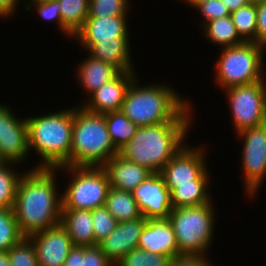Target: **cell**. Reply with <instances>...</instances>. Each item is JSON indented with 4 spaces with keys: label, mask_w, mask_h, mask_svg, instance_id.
I'll use <instances>...</instances> for the list:
<instances>
[{
    "label": "cell",
    "mask_w": 266,
    "mask_h": 266,
    "mask_svg": "<svg viewBox=\"0 0 266 266\" xmlns=\"http://www.w3.org/2000/svg\"><path fill=\"white\" fill-rule=\"evenodd\" d=\"M56 174L57 169L32 167L19 180L13 210L25 237L61 222L62 193L58 194Z\"/></svg>",
    "instance_id": "cell-1"
},
{
    "label": "cell",
    "mask_w": 266,
    "mask_h": 266,
    "mask_svg": "<svg viewBox=\"0 0 266 266\" xmlns=\"http://www.w3.org/2000/svg\"><path fill=\"white\" fill-rule=\"evenodd\" d=\"M138 79L136 76L129 85L121 109L134 124L143 127L167 122H192L191 101L181 97L173 86L166 83L142 86Z\"/></svg>",
    "instance_id": "cell-2"
},
{
    "label": "cell",
    "mask_w": 266,
    "mask_h": 266,
    "mask_svg": "<svg viewBox=\"0 0 266 266\" xmlns=\"http://www.w3.org/2000/svg\"><path fill=\"white\" fill-rule=\"evenodd\" d=\"M192 124L167 122L139 127L118 154L152 173H159L184 145Z\"/></svg>",
    "instance_id": "cell-3"
},
{
    "label": "cell",
    "mask_w": 266,
    "mask_h": 266,
    "mask_svg": "<svg viewBox=\"0 0 266 266\" xmlns=\"http://www.w3.org/2000/svg\"><path fill=\"white\" fill-rule=\"evenodd\" d=\"M29 151L41 158L35 168L70 166L73 108L26 118Z\"/></svg>",
    "instance_id": "cell-4"
},
{
    "label": "cell",
    "mask_w": 266,
    "mask_h": 266,
    "mask_svg": "<svg viewBox=\"0 0 266 266\" xmlns=\"http://www.w3.org/2000/svg\"><path fill=\"white\" fill-rule=\"evenodd\" d=\"M108 133L104 114L73 107L70 166H103L118 154Z\"/></svg>",
    "instance_id": "cell-5"
},
{
    "label": "cell",
    "mask_w": 266,
    "mask_h": 266,
    "mask_svg": "<svg viewBox=\"0 0 266 266\" xmlns=\"http://www.w3.org/2000/svg\"><path fill=\"white\" fill-rule=\"evenodd\" d=\"M214 208V209H213ZM213 203L173 208L167 218L173 228L180 255H206L215 232Z\"/></svg>",
    "instance_id": "cell-6"
},
{
    "label": "cell",
    "mask_w": 266,
    "mask_h": 266,
    "mask_svg": "<svg viewBox=\"0 0 266 266\" xmlns=\"http://www.w3.org/2000/svg\"><path fill=\"white\" fill-rule=\"evenodd\" d=\"M266 48L255 42L220 49L214 83L220 89L252 84L263 79Z\"/></svg>",
    "instance_id": "cell-7"
},
{
    "label": "cell",
    "mask_w": 266,
    "mask_h": 266,
    "mask_svg": "<svg viewBox=\"0 0 266 266\" xmlns=\"http://www.w3.org/2000/svg\"><path fill=\"white\" fill-rule=\"evenodd\" d=\"M56 169L68 172L72 177L62 193V209L94 210L105 205L110 184L102 166H62Z\"/></svg>",
    "instance_id": "cell-8"
},
{
    "label": "cell",
    "mask_w": 266,
    "mask_h": 266,
    "mask_svg": "<svg viewBox=\"0 0 266 266\" xmlns=\"http://www.w3.org/2000/svg\"><path fill=\"white\" fill-rule=\"evenodd\" d=\"M223 91L228 100L232 123L237 134L266 122L262 80L252 84L230 87Z\"/></svg>",
    "instance_id": "cell-9"
},
{
    "label": "cell",
    "mask_w": 266,
    "mask_h": 266,
    "mask_svg": "<svg viewBox=\"0 0 266 266\" xmlns=\"http://www.w3.org/2000/svg\"><path fill=\"white\" fill-rule=\"evenodd\" d=\"M236 135L244 142L240 161L244 174V192L248 198H252L259 192L266 178V122Z\"/></svg>",
    "instance_id": "cell-10"
},
{
    "label": "cell",
    "mask_w": 266,
    "mask_h": 266,
    "mask_svg": "<svg viewBox=\"0 0 266 266\" xmlns=\"http://www.w3.org/2000/svg\"><path fill=\"white\" fill-rule=\"evenodd\" d=\"M11 109V110H10ZM7 104H0V157L6 163L22 165L28 154L26 118H18ZM17 117V118H16ZM20 163V164H19Z\"/></svg>",
    "instance_id": "cell-11"
},
{
    "label": "cell",
    "mask_w": 266,
    "mask_h": 266,
    "mask_svg": "<svg viewBox=\"0 0 266 266\" xmlns=\"http://www.w3.org/2000/svg\"><path fill=\"white\" fill-rule=\"evenodd\" d=\"M186 143L159 172L170 192L178 185L193 184L207 169L206 151Z\"/></svg>",
    "instance_id": "cell-12"
},
{
    "label": "cell",
    "mask_w": 266,
    "mask_h": 266,
    "mask_svg": "<svg viewBox=\"0 0 266 266\" xmlns=\"http://www.w3.org/2000/svg\"><path fill=\"white\" fill-rule=\"evenodd\" d=\"M142 216L146 219H167L172 211L170 190L160 173L150 174L132 192Z\"/></svg>",
    "instance_id": "cell-13"
},
{
    "label": "cell",
    "mask_w": 266,
    "mask_h": 266,
    "mask_svg": "<svg viewBox=\"0 0 266 266\" xmlns=\"http://www.w3.org/2000/svg\"><path fill=\"white\" fill-rule=\"evenodd\" d=\"M28 238L34 244L39 266H63L73 247L67 230L61 224L34 233Z\"/></svg>",
    "instance_id": "cell-14"
},
{
    "label": "cell",
    "mask_w": 266,
    "mask_h": 266,
    "mask_svg": "<svg viewBox=\"0 0 266 266\" xmlns=\"http://www.w3.org/2000/svg\"><path fill=\"white\" fill-rule=\"evenodd\" d=\"M135 71L119 72L112 80L103 84L98 90L78 104L87 111L104 114L122 109L126 91L131 82L136 78Z\"/></svg>",
    "instance_id": "cell-15"
},
{
    "label": "cell",
    "mask_w": 266,
    "mask_h": 266,
    "mask_svg": "<svg viewBox=\"0 0 266 266\" xmlns=\"http://www.w3.org/2000/svg\"><path fill=\"white\" fill-rule=\"evenodd\" d=\"M128 16L87 17L82 28L74 35L82 49L87 50L97 41H115L129 37Z\"/></svg>",
    "instance_id": "cell-16"
},
{
    "label": "cell",
    "mask_w": 266,
    "mask_h": 266,
    "mask_svg": "<svg viewBox=\"0 0 266 266\" xmlns=\"http://www.w3.org/2000/svg\"><path fill=\"white\" fill-rule=\"evenodd\" d=\"M148 219L144 216L117 224L115 229L98 246L115 265L127 253L136 249L143 228Z\"/></svg>",
    "instance_id": "cell-17"
},
{
    "label": "cell",
    "mask_w": 266,
    "mask_h": 266,
    "mask_svg": "<svg viewBox=\"0 0 266 266\" xmlns=\"http://www.w3.org/2000/svg\"><path fill=\"white\" fill-rule=\"evenodd\" d=\"M137 248L166 255L172 260L180 256L176 236L168 219H148Z\"/></svg>",
    "instance_id": "cell-18"
},
{
    "label": "cell",
    "mask_w": 266,
    "mask_h": 266,
    "mask_svg": "<svg viewBox=\"0 0 266 266\" xmlns=\"http://www.w3.org/2000/svg\"><path fill=\"white\" fill-rule=\"evenodd\" d=\"M102 167L111 187L130 192L152 174L147 168L125 160L119 154L110 158Z\"/></svg>",
    "instance_id": "cell-19"
},
{
    "label": "cell",
    "mask_w": 266,
    "mask_h": 266,
    "mask_svg": "<svg viewBox=\"0 0 266 266\" xmlns=\"http://www.w3.org/2000/svg\"><path fill=\"white\" fill-rule=\"evenodd\" d=\"M130 38L119 37L115 41H97L86 51L87 55L115 66L120 72L135 71L131 61Z\"/></svg>",
    "instance_id": "cell-20"
},
{
    "label": "cell",
    "mask_w": 266,
    "mask_h": 266,
    "mask_svg": "<svg viewBox=\"0 0 266 266\" xmlns=\"http://www.w3.org/2000/svg\"><path fill=\"white\" fill-rule=\"evenodd\" d=\"M77 82L89 94L98 90L103 84L112 80L120 71L110 63L88 56L76 67Z\"/></svg>",
    "instance_id": "cell-21"
},
{
    "label": "cell",
    "mask_w": 266,
    "mask_h": 266,
    "mask_svg": "<svg viewBox=\"0 0 266 266\" xmlns=\"http://www.w3.org/2000/svg\"><path fill=\"white\" fill-rule=\"evenodd\" d=\"M60 224L67 230L73 246H96L92 210L62 209Z\"/></svg>",
    "instance_id": "cell-22"
},
{
    "label": "cell",
    "mask_w": 266,
    "mask_h": 266,
    "mask_svg": "<svg viewBox=\"0 0 266 266\" xmlns=\"http://www.w3.org/2000/svg\"><path fill=\"white\" fill-rule=\"evenodd\" d=\"M210 171L206 170L193 184L178 185L171 192L173 208L191 207L211 203Z\"/></svg>",
    "instance_id": "cell-23"
},
{
    "label": "cell",
    "mask_w": 266,
    "mask_h": 266,
    "mask_svg": "<svg viewBox=\"0 0 266 266\" xmlns=\"http://www.w3.org/2000/svg\"><path fill=\"white\" fill-rule=\"evenodd\" d=\"M104 206L118 223L142 217L137 201L130 191L110 186Z\"/></svg>",
    "instance_id": "cell-24"
},
{
    "label": "cell",
    "mask_w": 266,
    "mask_h": 266,
    "mask_svg": "<svg viewBox=\"0 0 266 266\" xmlns=\"http://www.w3.org/2000/svg\"><path fill=\"white\" fill-rule=\"evenodd\" d=\"M202 27L204 37L209 40L208 42L211 41L221 48L236 46L245 42L238 34L230 15L224 18L210 20Z\"/></svg>",
    "instance_id": "cell-25"
},
{
    "label": "cell",
    "mask_w": 266,
    "mask_h": 266,
    "mask_svg": "<svg viewBox=\"0 0 266 266\" xmlns=\"http://www.w3.org/2000/svg\"><path fill=\"white\" fill-rule=\"evenodd\" d=\"M61 5L62 33L73 38L89 15V0H58Z\"/></svg>",
    "instance_id": "cell-26"
},
{
    "label": "cell",
    "mask_w": 266,
    "mask_h": 266,
    "mask_svg": "<svg viewBox=\"0 0 266 266\" xmlns=\"http://www.w3.org/2000/svg\"><path fill=\"white\" fill-rule=\"evenodd\" d=\"M108 133L119 151L135 135L139 128L121 110L104 113Z\"/></svg>",
    "instance_id": "cell-27"
},
{
    "label": "cell",
    "mask_w": 266,
    "mask_h": 266,
    "mask_svg": "<svg viewBox=\"0 0 266 266\" xmlns=\"http://www.w3.org/2000/svg\"><path fill=\"white\" fill-rule=\"evenodd\" d=\"M240 37L245 42L256 43L257 11L256 4L249 2L230 14Z\"/></svg>",
    "instance_id": "cell-28"
},
{
    "label": "cell",
    "mask_w": 266,
    "mask_h": 266,
    "mask_svg": "<svg viewBox=\"0 0 266 266\" xmlns=\"http://www.w3.org/2000/svg\"><path fill=\"white\" fill-rule=\"evenodd\" d=\"M15 163H5L0 167V208H13L16 190L24 172H18ZM16 170V171H15Z\"/></svg>",
    "instance_id": "cell-29"
},
{
    "label": "cell",
    "mask_w": 266,
    "mask_h": 266,
    "mask_svg": "<svg viewBox=\"0 0 266 266\" xmlns=\"http://www.w3.org/2000/svg\"><path fill=\"white\" fill-rule=\"evenodd\" d=\"M25 236L20 231L13 208H0V252H7Z\"/></svg>",
    "instance_id": "cell-30"
},
{
    "label": "cell",
    "mask_w": 266,
    "mask_h": 266,
    "mask_svg": "<svg viewBox=\"0 0 266 266\" xmlns=\"http://www.w3.org/2000/svg\"><path fill=\"white\" fill-rule=\"evenodd\" d=\"M171 261L172 259L166 255L136 248L127 253L115 266H170Z\"/></svg>",
    "instance_id": "cell-31"
},
{
    "label": "cell",
    "mask_w": 266,
    "mask_h": 266,
    "mask_svg": "<svg viewBox=\"0 0 266 266\" xmlns=\"http://www.w3.org/2000/svg\"><path fill=\"white\" fill-rule=\"evenodd\" d=\"M129 3V0H89L88 17L128 16Z\"/></svg>",
    "instance_id": "cell-32"
},
{
    "label": "cell",
    "mask_w": 266,
    "mask_h": 266,
    "mask_svg": "<svg viewBox=\"0 0 266 266\" xmlns=\"http://www.w3.org/2000/svg\"><path fill=\"white\" fill-rule=\"evenodd\" d=\"M10 266H39L34 244L25 237L8 251Z\"/></svg>",
    "instance_id": "cell-33"
},
{
    "label": "cell",
    "mask_w": 266,
    "mask_h": 266,
    "mask_svg": "<svg viewBox=\"0 0 266 266\" xmlns=\"http://www.w3.org/2000/svg\"><path fill=\"white\" fill-rule=\"evenodd\" d=\"M95 243L98 245L117 226L118 222L105 206L92 210Z\"/></svg>",
    "instance_id": "cell-34"
},
{
    "label": "cell",
    "mask_w": 266,
    "mask_h": 266,
    "mask_svg": "<svg viewBox=\"0 0 266 266\" xmlns=\"http://www.w3.org/2000/svg\"><path fill=\"white\" fill-rule=\"evenodd\" d=\"M194 7V10L201 14L202 26L210 20L224 18L231 14L221 0H204Z\"/></svg>",
    "instance_id": "cell-35"
},
{
    "label": "cell",
    "mask_w": 266,
    "mask_h": 266,
    "mask_svg": "<svg viewBox=\"0 0 266 266\" xmlns=\"http://www.w3.org/2000/svg\"><path fill=\"white\" fill-rule=\"evenodd\" d=\"M26 10L36 11V15H39L42 20L46 21H56L58 28L62 32V19L60 14L61 5L58 0H50L46 2H36L29 3L26 7Z\"/></svg>",
    "instance_id": "cell-36"
},
{
    "label": "cell",
    "mask_w": 266,
    "mask_h": 266,
    "mask_svg": "<svg viewBox=\"0 0 266 266\" xmlns=\"http://www.w3.org/2000/svg\"><path fill=\"white\" fill-rule=\"evenodd\" d=\"M83 266H115L101 250L96 246H83Z\"/></svg>",
    "instance_id": "cell-37"
},
{
    "label": "cell",
    "mask_w": 266,
    "mask_h": 266,
    "mask_svg": "<svg viewBox=\"0 0 266 266\" xmlns=\"http://www.w3.org/2000/svg\"><path fill=\"white\" fill-rule=\"evenodd\" d=\"M257 30L256 44L266 48V2L256 4Z\"/></svg>",
    "instance_id": "cell-38"
},
{
    "label": "cell",
    "mask_w": 266,
    "mask_h": 266,
    "mask_svg": "<svg viewBox=\"0 0 266 266\" xmlns=\"http://www.w3.org/2000/svg\"><path fill=\"white\" fill-rule=\"evenodd\" d=\"M170 266H216L205 255H180L171 261Z\"/></svg>",
    "instance_id": "cell-39"
},
{
    "label": "cell",
    "mask_w": 266,
    "mask_h": 266,
    "mask_svg": "<svg viewBox=\"0 0 266 266\" xmlns=\"http://www.w3.org/2000/svg\"><path fill=\"white\" fill-rule=\"evenodd\" d=\"M63 266H83V246H73Z\"/></svg>",
    "instance_id": "cell-40"
},
{
    "label": "cell",
    "mask_w": 266,
    "mask_h": 266,
    "mask_svg": "<svg viewBox=\"0 0 266 266\" xmlns=\"http://www.w3.org/2000/svg\"><path fill=\"white\" fill-rule=\"evenodd\" d=\"M19 3L22 4L21 0H0V16L3 19H8L12 15H14V11H16L18 9V6H20Z\"/></svg>",
    "instance_id": "cell-41"
},
{
    "label": "cell",
    "mask_w": 266,
    "mask_h": 266,
    "mask_svg": "<svg viewBox=\"0 0 266 266\" xmlns=\"http://www.w3.org/2000/svg\"><path fill=\"white\" fill-rule=\"evenodd\" d=\"M221 1L229 9L230 13L234 12L235 10L249 3L247 0H221Z\"/></svg>",
    "instance_id": "cell-42"
},
{
    "label": "cell",
    "mask_w": 266,
    "mask_h": 266,
    "mask_svg": "<svg viewBox=\"0 0 266 266\" xmlns=\"http://www.w3.org/2000/svg\"><path fill=\"white\" fill-rule=\"evenodd\" d=\"M0 266H10L8 252H0Z\"/></svg>",
    "instance_id": "cell-43"
},
{
    "label": "cell",
    "mask_w": 266,
    "mask_h": 266,
    "mask_svg": "<svg viewBox=\"0 0 266 266\" xmlns=\"http://www.w3.org/2000/svg\"><path fill=\"white\" fill-rule=\"evenodd\" d=\"M182 2H186L188 6L194 7L196 6L198 3L204 1V0H181Z\"/></svg>",
    "instance_id": "cell-44"
},
{
    "label": "cell",
    "mask_w": 266,
    "mask_h": 266,
    "mask_svg": "<svg viewBox=\"0 0 266 266\" xmlns=\"http://www.w3.org/2000/svg\"><path fill=\"white\" fill-rule=\"evenodd\" d=\"M266 75V73L263 75V79H262V85H263V89H264V96H265V107H266V78H264Z\"/></svg>",
    "instance_id": "cell-45"
},
{
    "label": "cell",
    "mask_w": 266,
    "mask_h": 266,
    "mask_svg": "<svg viewBox=\"0 0 266 266\" xmlns=\"http://www.w3.org/2000/svg\"><path fill=\"white\" fill-rule=\"evenodd\" d=\"M46 1H50V0H25V7L29 4V3H36V2H46Z\"/></svg>",
    "instance_id": "cell-46"
},
{
    "label": "cell",
    "mask_w": 266,
    "mask_h": 266,
    "mask_svg": "<svg viewBox=\"0 0 266 266\" xmlns=\"http://www.w3.org/2000/svg\"><path fill=\"white\" fill-rule=\"evenodd\" d=\"M266 0H252V3L258 4V3H265Z\"/></svg>",
    "instance_id": "cell-47"
},
{
    "label": "cell",
    "mask_w": 266,
    "mask_h": 266,
    "mask_svg": "<svg viewBox=\"0 0 266 266\" xmlns=\"http://www.w3.org/2000/svg\"><path fill=\"white\" fill-rule=\"evenodd\" d=\"M6 162L0 157V167L3 166Z\"/></svg>",
    "instance_id": "cell-48"
}]
</instances>
